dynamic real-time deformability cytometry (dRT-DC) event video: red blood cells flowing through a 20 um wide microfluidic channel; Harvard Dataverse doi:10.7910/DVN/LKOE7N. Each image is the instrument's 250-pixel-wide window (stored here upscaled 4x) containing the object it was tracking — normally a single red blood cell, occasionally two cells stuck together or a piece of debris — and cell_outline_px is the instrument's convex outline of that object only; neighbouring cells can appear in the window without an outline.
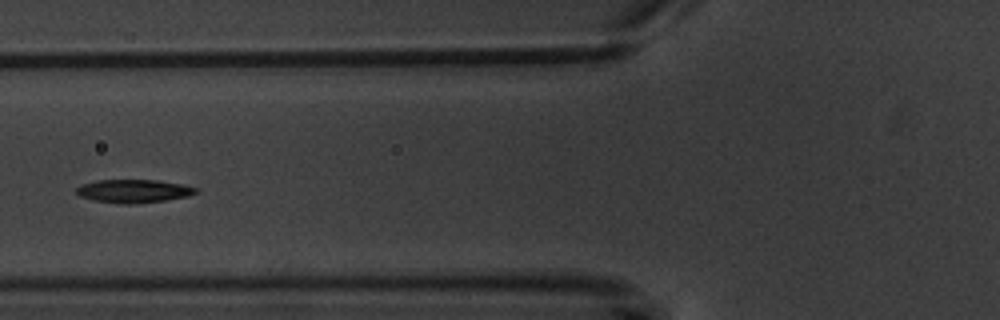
{"species": "common noctule bat (a hibernating species)", "species_latin": "Nyctalus noctula", "temperature_condition": "warm", "stored_images_in_passage": 6, "camera_frame_rate_fps": 3000, "um_per_image_px": 0.085, "animal": {"sex": "male", "body_mass_g": 20.1, "forearm_length_mm": 53.5}, "frame": {"image": 1, "passage_image": 6, "time_ms": 7.333, "image_size_px": [1000, 320], "cell_outline_px": [[200, 188], [196, 192], [188, 196], [164, 200], [136, 204], [120, 204], [92, 200], [80, 196], [76, 192], [76, 188], [80, 184], [96, 180], [156, 180], [180, 184]], "centroid_in_image_um": [11.32, 16.24], "position_along_channel_um": 114.5, "area_um2": 16.24}}